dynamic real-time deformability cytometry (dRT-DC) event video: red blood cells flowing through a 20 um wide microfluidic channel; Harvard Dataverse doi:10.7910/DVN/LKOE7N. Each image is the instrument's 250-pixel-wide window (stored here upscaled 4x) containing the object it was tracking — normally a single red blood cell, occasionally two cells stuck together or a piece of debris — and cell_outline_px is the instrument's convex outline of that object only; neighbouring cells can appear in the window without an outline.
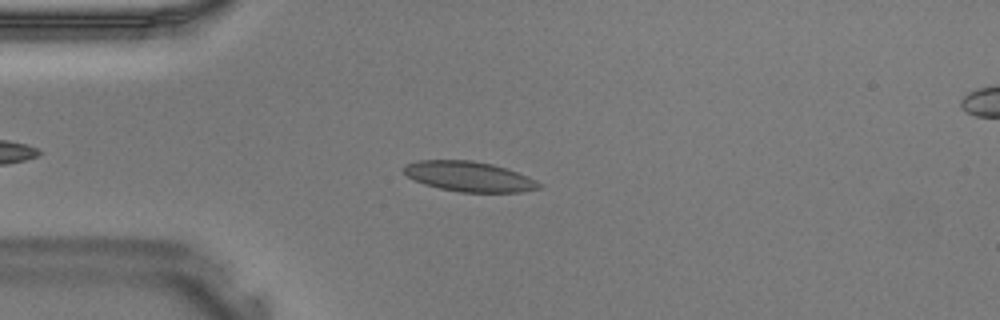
{"species": "Egyptian fruit bat (a non-hibernating species)", "species_latin": "Rousettus aegyptiacus", "temperature_condition": "warm", "stored_images_in_passage": 34, "camera_frame_rate_fps": 3000, "um_per_image_px": 0.085, "animal": {"sex": "male"}, "frame": {"image": 1, "passage_image": 7, "time_ms": 2.0, "image_size_px": [1000, 320], "cell_outline_px": [[544, 184], [540, 188], [520, 192], [460, 192], [440, 188], [424, 184], [408, 176], [404, 172], [404, 164], [420, 160], [472, 160], [492, 164], [528, 176]], "centroid_in_image_um": [39.89, 15.0], "position_along_channel_um": 45.1, "area_um2": 23.58}}
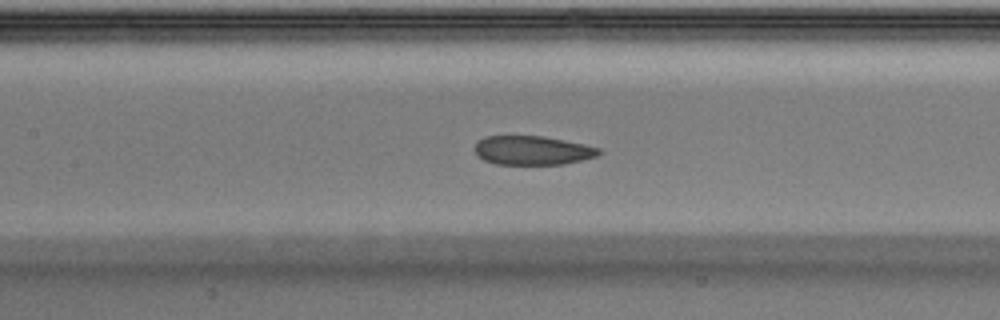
{"frame": {"image": 2, "passage_image": 15, "time_ms": 4.667, "image_size_px": [1000, 320], "cell_outline_px": [[604, 152], [596, 156], [564, 164], [496, 164], [484, 160], [476, 156], [476, 140], [484, 136], [540, 136], [584, 144], [600, 148]], "centroid_in_image_um": [45.24, 12.78], "position_along_channel_um": 162.2, "area_um2": 20.92}}
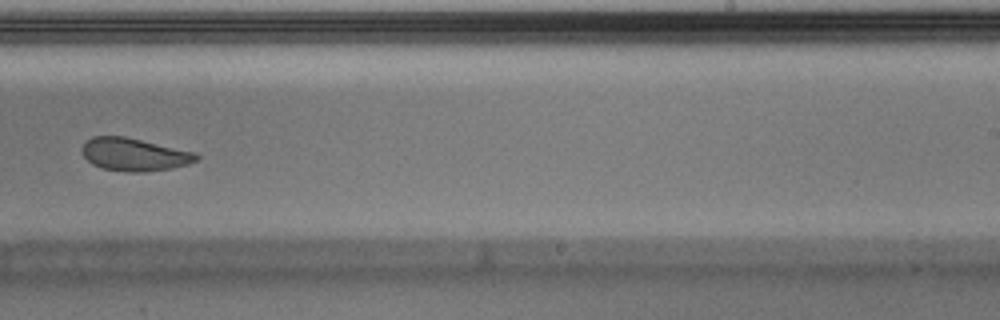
{"frame": {"image": 3, "passage_image": 22, "time_ms": 7.0, "image_size_px": [1000, 320], "cell_outline_px": [[200, 156], [196, 160], [188, 164], [172, 168], [144, 172], [132, 172], [104, 168], [92, 164], [84, 156], [80, 148], [92, 136], [124, 136], [196, 152]], "centroid_in_image_um": [11.42, 13.12], "position_along_channel_um": 277.6, "area_um2": 21.73}}